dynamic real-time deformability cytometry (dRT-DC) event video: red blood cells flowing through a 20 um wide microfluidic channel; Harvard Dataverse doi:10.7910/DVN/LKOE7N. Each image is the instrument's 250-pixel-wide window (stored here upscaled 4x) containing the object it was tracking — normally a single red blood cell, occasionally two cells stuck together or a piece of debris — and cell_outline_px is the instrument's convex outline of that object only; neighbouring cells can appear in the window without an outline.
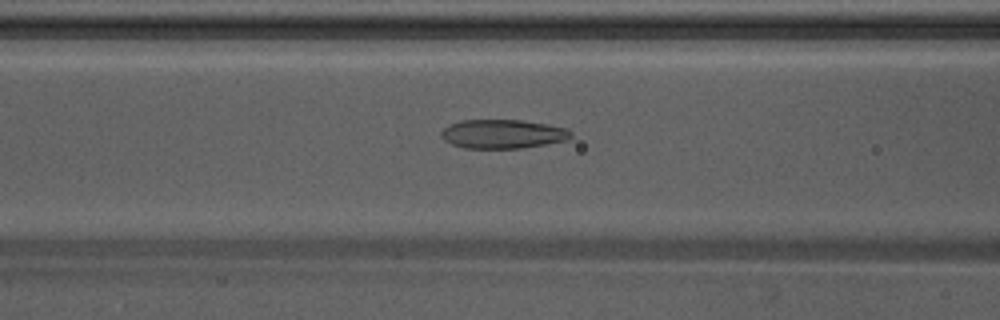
{"species": "Egyptian fruit bat (a non-hibernating species)", "species_latin": "Rousettus aegyptiacus", "temperature_condition": "warm", "stored_images_in_passage": 43, "camera_frame_rate_fps": 3000, "um_per_image_px": 0.085, "animal": {"sex": "male"}, "frame": {"image": 1, "passage_image": 11, "time_ms": 3.333, "image_size_px": [1000, 320], "cell_outline_px": [[572, 136], [568, 140], [520, 148], [464, 148], [452, 144], [444, 140], [440, 136], [440, 132], [444, 128], [460, 120], [520, 120], [548, 124], [568, 128], [572, 132]], "centroid_in_image_um": [42.75, 11.38], "position_along_channel_um": 123.9, "area_um2": 21.91}}
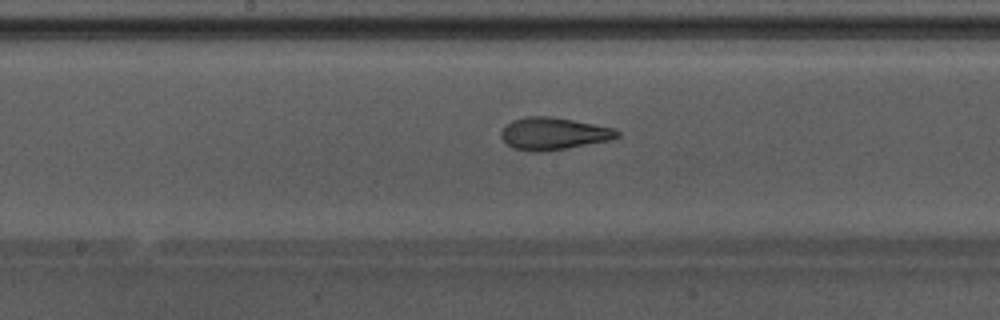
{"frame": {"image": 2, "passage_image": 17, "time_ms": 5.333, "image_size_px": [1000, 320], "cell_outline_px": [[620, 136], [608, 140], [568, 148], [544, 152], [532, 152], [512, 148], [500, 136], [500, 132], [512, 120], [528, 116], [548, 116], [572, 120], [612, 128], [620, 132]], "centroid_in_image_um": [47.01, 11.37], "position_along_channel_um": 201.2, "area_um2": 21.62}}
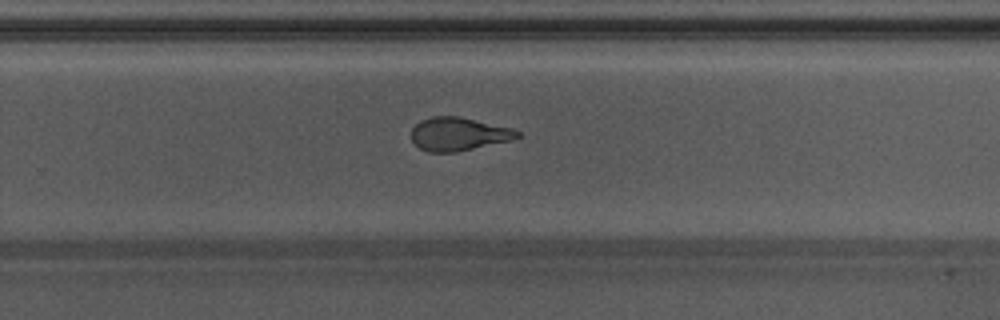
{"frame": {"image": 3, "passage_image": 24, "time_ms": 7.667, "image_size_px": [1000, 320], "cell_outline_px": [[520, 136], [512, 140], [456, 152], [428, 152], [420, 148], [412, 140], [412, 128], [420, 120], [432, 116], [456, 116], [512, 128], [520, 132]], "centroid_in_image_um": [38.97, 11.39], "position_along_channel_um": 290.8, "area_um2": 20.4}, "authors_computed_cell_mechanics": {"area_um2": 21.6172, "velocity_mm_per_s": 3.8636, "shape_relaxation_time_tau1_ms": 8.438, "shape_relaxation_time_tau2_ms": 1.7388, "deformation_change_tau1": 0.2362, "deformation_change_tau2": 0.0868}}